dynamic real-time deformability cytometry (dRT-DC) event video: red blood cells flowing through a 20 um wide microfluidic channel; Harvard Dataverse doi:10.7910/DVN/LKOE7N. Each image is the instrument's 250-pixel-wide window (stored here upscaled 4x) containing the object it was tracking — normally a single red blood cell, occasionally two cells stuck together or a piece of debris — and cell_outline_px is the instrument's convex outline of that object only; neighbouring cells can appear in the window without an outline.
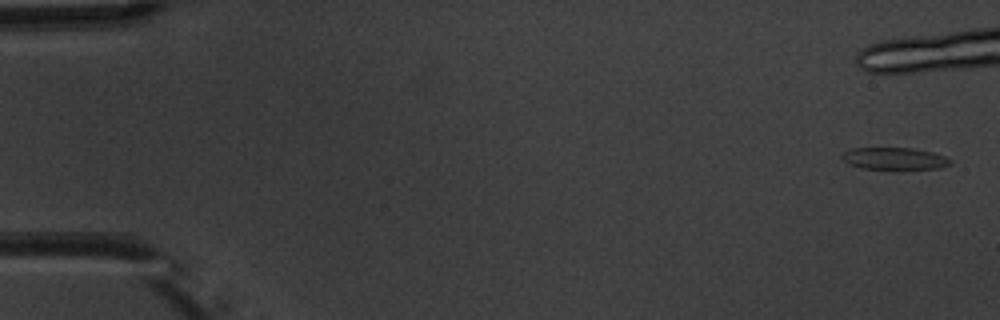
{"species": "common noctule bat (a hibernating species)", "species_latin": "Nyctalus noctula", "temperature_condition": "warm", "stored_images_in_passage": 3, "camera_frame_rate_fps": 3000, "um_per_image_px": 0.085, "animal": {"sex": "male", "body_mass_g": 20.1, "forearm_length_mm": 53.5}, "frame": {"image": 1, "passage_image": 1, "time_ms": 0.0, "image_size_px": [1000, 320], "cell_outline_px": [[952, 164], [940, 168], [860, 168], [848, 164], [840, 156], [844, 152], [852, 148], [912, 148], [932, 152], [944, 156], [952, 160]], "centroid_in_image_um": [76.02, 13.46], "position_along_channel_um": 9.0, "area_um2": 13.7}}